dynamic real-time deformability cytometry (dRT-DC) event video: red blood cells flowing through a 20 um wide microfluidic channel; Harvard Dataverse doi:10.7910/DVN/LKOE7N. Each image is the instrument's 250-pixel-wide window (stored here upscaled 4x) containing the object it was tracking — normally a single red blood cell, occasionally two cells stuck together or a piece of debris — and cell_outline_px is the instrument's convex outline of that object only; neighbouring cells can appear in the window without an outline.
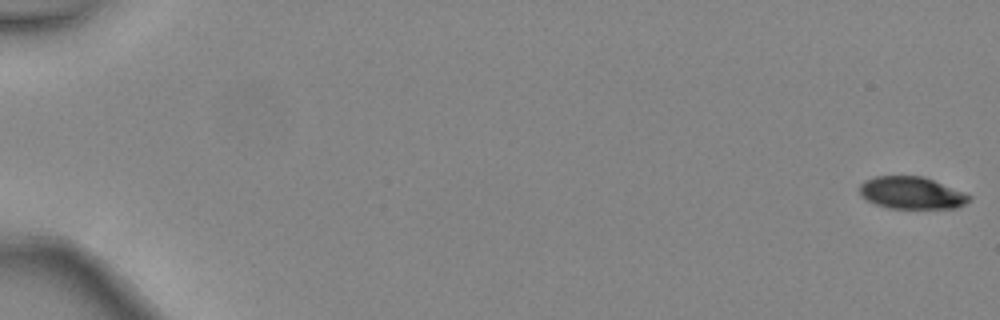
{"species": "common noctule bat (a hibernating species)", "species_latin": "Nyctalus noctula", "temperature_condition": "warm", "stored_images_in_passage": 6, "camera_frame_rate_fps": 3000, "um_per_image_px": 0.085, "animal": {"sex": "female", "body_mass_g": 24.6, "forearm_length_mm": 56.2}, "frame": {"image": 1, "passage_image": 1, "time_ms": 0.0, "image_size_px": [1000, 320], "cell_outline_px": [[972, 200], [956, 208], [888, 208], [876, 204], [860, 196], [860, 184], [864, 180], [876, 176], [924, 176], [964, 192], [972, 196]], "centroid_in_image_um": [77.5, 16.39], "position_along_channel_um": 7.5, "area_um2": 20.63}}
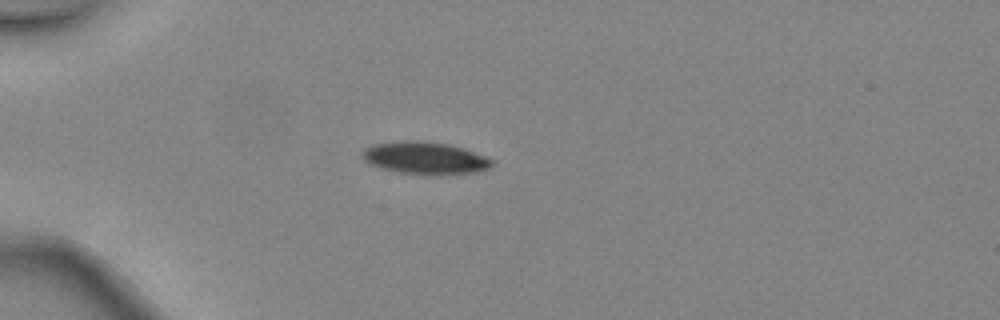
{"frame": {"image": 2, "passage_image": 5, "time_ms": 1.333, "image_size_px": [1000, 320], "cell_outline_px": [[492, 164], [488, 168], [476, 172], [440, 176], [400, 172], [368, 164], [364, 160], [360, 152], [364, 148], [372, 144], [404, 140], [420, 140], [452, 144], [464, 148], [484, 156], [492, 160]], "centroid_in_image_um": [36.1, 13.42], "position_along_channel_um": 48.9, "area_um2": 24.74}}